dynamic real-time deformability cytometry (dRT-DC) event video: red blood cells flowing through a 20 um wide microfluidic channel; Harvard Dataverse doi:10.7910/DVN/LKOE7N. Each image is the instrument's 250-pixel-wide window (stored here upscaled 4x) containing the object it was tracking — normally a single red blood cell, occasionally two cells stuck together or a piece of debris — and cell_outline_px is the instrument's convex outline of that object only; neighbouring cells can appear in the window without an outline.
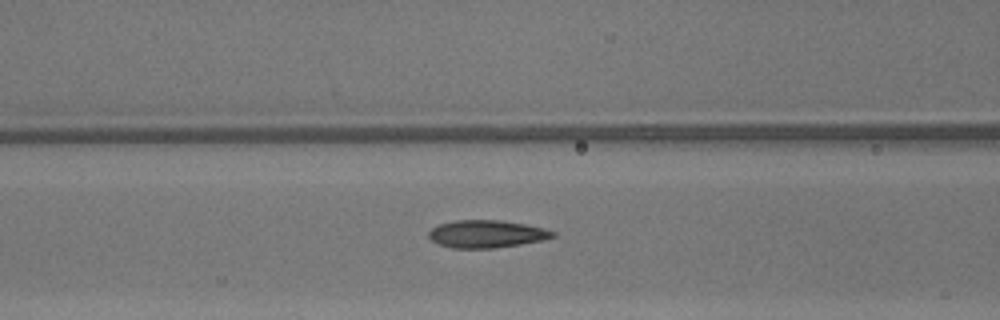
{"species": "common noctule bat (a hibernating species)", "species_latin": "Nyctalus noctula", "temperature_condition": "warm", "stored_images_in_passage": 49, "camera_frame_rate_fps": 3000, "um_per_image_px": 0.085, "animal": {"sex": "male", "body_mass_g": 13.3}, "frame": {"image": 1, "passage_image": 21, "time_ms": 6.667, "image_size_px": [1000, 320], "cell_outline_px": [[556, 236], [544, 240], [520, 244], [492, 248], [452, 248], [436, 244], [428, 236], [428, 232], [432, 228], [440, 224], [456, 220], [500, 220], [524, 224], [544, 228], [556, 232]], "centroid_in_image_um": [41.35, 19.89], "position_along_channel_um": 125.2, "area_um2": 19.94}}
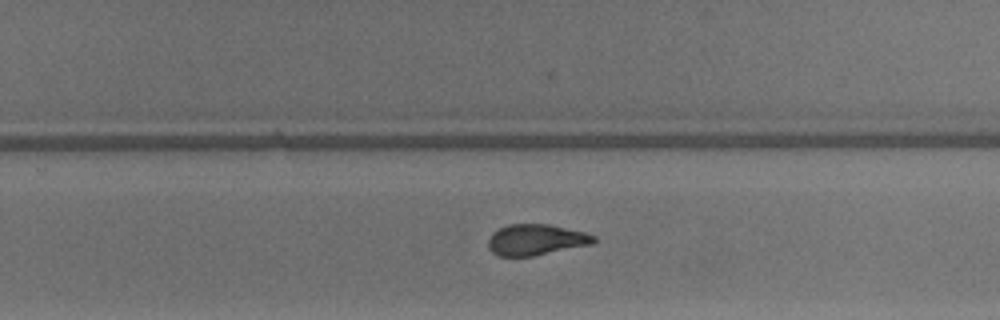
{"frame": {"image": 2, "passage_image": 32, "time_ms": 10.333, "image_size_px": [1000, 320], "cell_outline_px": [[596, 240], [592, 244], [532, 256], [500, 256], [492, 252], [488, 248], [488, 240], [492, 232], [508, 224], [548, 224], [584, 232], [596, 236]], "centroid_in_image_um": [45.54, 20.37], "position_along_channel_um": 284.3, "area_um2": 18.96}}
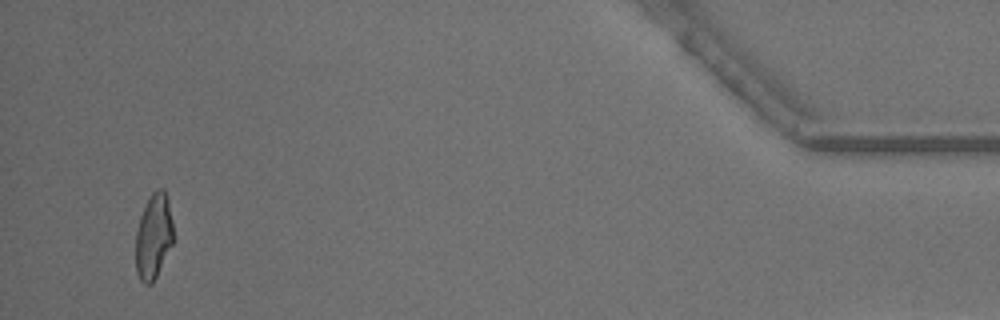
{"frame": {"image": 3, "passage_image": 47, "time_ms": 15.333, "image_size_px": [1000, 320], "cell_outline_px": [[172, 244], [152, 284], [144, 284], [140, 280], [136, 272], [136, 232], [140, 216], [152, 192], [156, 188], [164, 188], [168, 196], [172, 220]], "centroid_in_image_um": [13.05, 20.06], "position_along_channel_um": 422.2, "area_um2": 18.61}, "authors_computed_cell_mechanics": {"area_um2": 19.4786, "velocity_mm_per_s": 4.3467, "shape_relaxation_time_tau1_ms": 4.0739, "shape_relaxation_time_tau2_ms": 0.8953, "deformation_change_tau1": 0.1825, "deformation_change_tau2": 0.0865}}